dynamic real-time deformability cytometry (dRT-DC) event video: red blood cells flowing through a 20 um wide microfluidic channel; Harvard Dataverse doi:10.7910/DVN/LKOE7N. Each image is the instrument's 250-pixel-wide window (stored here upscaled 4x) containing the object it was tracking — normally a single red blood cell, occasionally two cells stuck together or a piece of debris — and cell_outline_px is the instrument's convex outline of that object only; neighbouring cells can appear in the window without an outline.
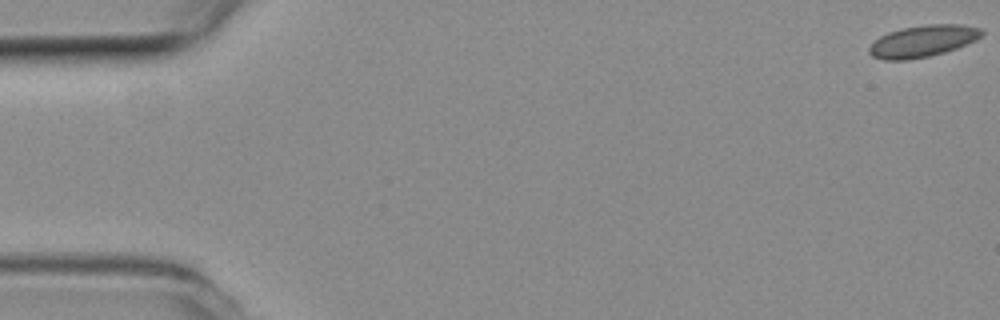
{"species": "common noctule bat (a hibernating species)", "species_latin": "Nyctalus noctula", "temperature_condition": "room temperature", "stored_images_in_passage": 55, "camera_frame_rate_fps": 3000, "um_per_image_px": 0.085, "animal": {"sex": "female", "body_mass_g": 19.3, "forearm_length_mm": 54.1}, "frame": {"image": 1, "passage_image": 1, "time_ms": 0.0, "image_size_px": [1000, 320], "cell_outline_px": [[984, 32], [976, 40], [956, 48], [944, 52], [928, 56], [908, 60], [884, 60], [872, 56], [868, 52], [868, 48], [880, 36], [888, 32], [900, 28], [928, 24], [960, 24], [984, 28]], "centroid_in_image_um": [78.44, 3.48], "position_along_channel_um": 6.6, "area_um2": 20.87}}
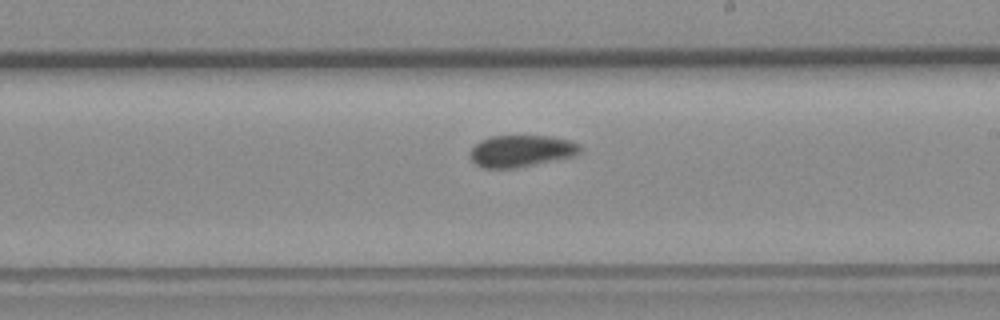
{"frame": {"image": 2, "passage_image": 32, "time_ms": 10.333, "image_size_px": [1000, 320], "cell_outline_px": [[580, 152], [572, 156], [516, 168], [484, 168], [476, 164], [472, 160], [472, 148], [480, 140], [492, 136], [552, 136], [572, 140], [580, 144]], "centroid_in_image_um": [44.33, 12.82], "position_along_channel_um": 244.7, "area_um2": 20.17}}
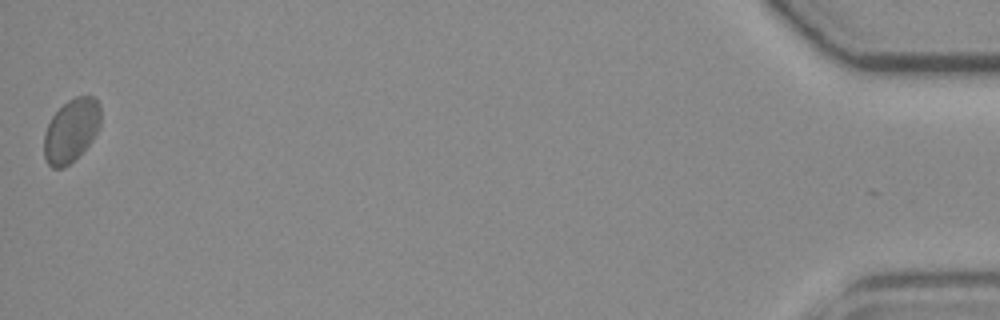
{"frame": {"image": 3, "passage_image": 55, "time_ms": 18.0, "image_size_px": [1000, 320], "cell_outline_px": [[100, 124], [92, 140], [64, 168], [52, 168], [48, 164], [44, 156], [44, 132], [52, 116], [68, 100], [76, 96], [92, 96], [100, 104]], "centroid_in_image_um": [6.04, 11.08], "position_along_channel_um": 429.2, "area_um2": 20.58}, "authors_computed_cell_mechanics": {"area_um2": 20.519, "velocity_mm_per_s": 3.7462, "shape_relaxation_time_tau1_ms": 9.0065, "shape_relaxation_time_tau2_ms": null, "deformation_change_tau1": 0.0733, "deformation_change_tau2": null}}